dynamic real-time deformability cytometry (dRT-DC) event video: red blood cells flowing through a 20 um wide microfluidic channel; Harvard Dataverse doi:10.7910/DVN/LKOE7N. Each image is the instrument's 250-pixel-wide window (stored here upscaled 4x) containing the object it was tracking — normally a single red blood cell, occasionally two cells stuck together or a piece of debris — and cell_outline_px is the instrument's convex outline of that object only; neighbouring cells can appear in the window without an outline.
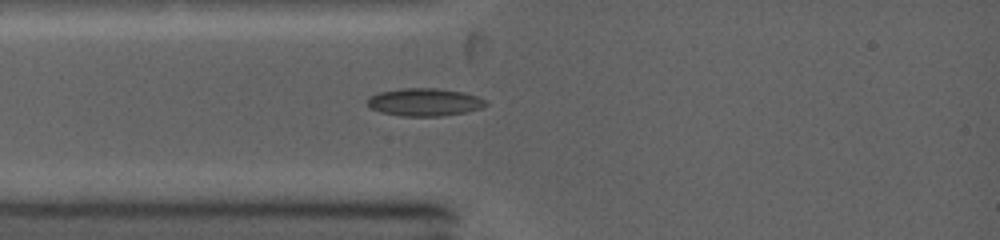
{"species": "common noctule bat (a hibernating species)", "species_latin": "Nyctalus noctula", "temperature_condition": "warm", "stored_images_in_passage": 3, "camera_frame_rate_fps": 5000, "um_per_image_px": 0.085, "animal": {"sex": "female", "body_mass_g": 19.0, "forearm_length_mm": 53.3}, "frame": {"image": 1, "passage_image": 1, "time_ms": 0.0, "image_size_px": [1000, 240], "cell_outline_px": [[488, 104], [480, 108], [464, 112], [440, 116], [400, 116], [380, 112], [372, 108], [368, 104], [368, 100], [372, 96], [380, 92], [404, 88], [436, 88], [464, 92], [488, 100]], "centroid_in_image_um": [36.12, 8.68], "position_along_channel_um": 48.9, "area_um2": 18.96}}